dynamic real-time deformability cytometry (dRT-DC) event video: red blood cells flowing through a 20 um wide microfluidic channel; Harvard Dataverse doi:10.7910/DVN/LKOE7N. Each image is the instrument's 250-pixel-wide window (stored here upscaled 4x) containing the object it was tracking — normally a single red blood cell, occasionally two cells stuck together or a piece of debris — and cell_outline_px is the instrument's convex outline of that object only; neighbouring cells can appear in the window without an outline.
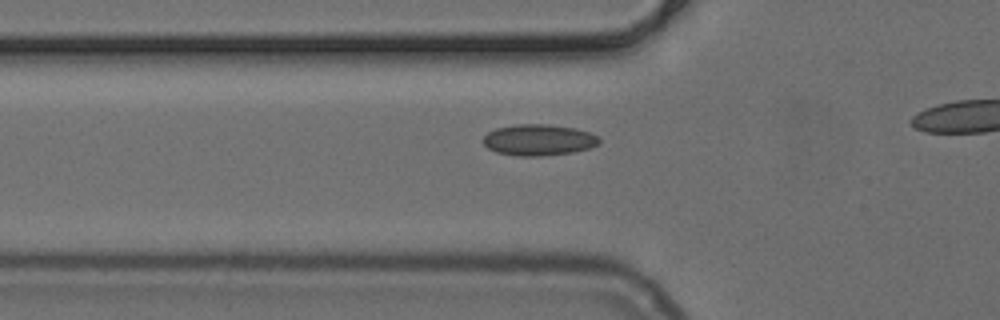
{"species": "common noctule bat (a hibernating species)", "species_latin": "Nyctalus noctula", "temperature_condition": "cold", "stored_images_in_passage": 37, "camera_frame_rate_fps": 3000, "um_per_image_px": 0.085, "animal": {"sex": "female", "body_mass_g": 24.6, "forearm_length_mm": 56.2}, "frame": {"image": 1, "passage_image": 13, "time_ms": 4.0, "image_size_px": [1000, 320], "cell_outline_px": [[600, 144], [588, 148], [572, 152], [540, 156], [516, 156], [496, 152], [488, 148], [484, 144], [484, 136], [488, 132], [496, 128], [516, 124], [548, 124], [576, 128], [592, 132], [600, 136]], "centroid_in_image_um": [45.82, 11.88], "position_along_channel_um": 80.0, "area_um2": 21.27}}
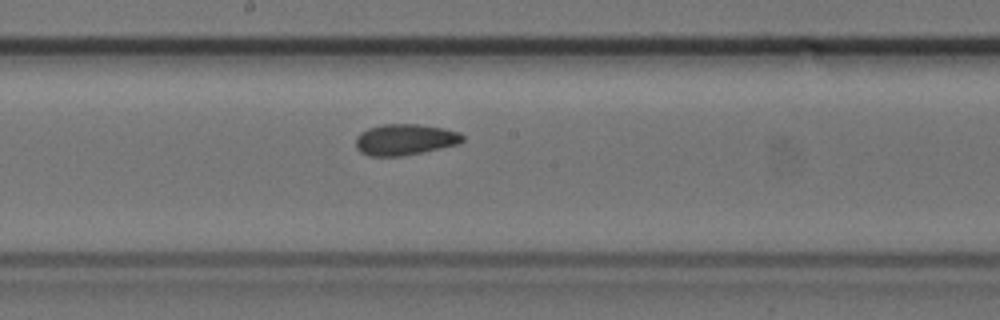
{"frame": {"image": 2, "passage_image": 23, "time_ms": 7.333, "image_size_px": [1000, 320], "cell_outline_px": [[464, 140], [460, 144], [424, 152], [400, 156], [368, 156], [360, 152], [356, 148], [356, 136], [360, 132], [368, 128], [384, 124], [416, 124], [444, 128], [460, 132], [464, 136]], "centroid_in_image_um": [34.43, 11.87], "position_along_channel_um": 213.8, "area_um2": 19.59}}
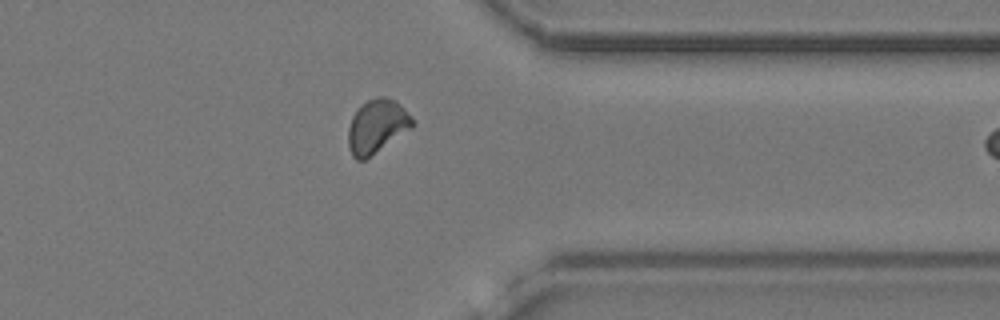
{"frame": {"image": 3, "passage_image": 36, "time_ms": 11.667, "image_size_px": [1000, 320], "cell_outline_px": [[416, 124], [412, 128], [364, 160], [356, 160], [352, 156], [348, 148], [348, 128], [352, 116], [368, 100], [376, 96], [384, 96], [400, 104], [412, 116]], "centroid_in_image_um": [32.05, 10.75], "position_along_channel_um": 379.4, "area_um2": 20.0}}